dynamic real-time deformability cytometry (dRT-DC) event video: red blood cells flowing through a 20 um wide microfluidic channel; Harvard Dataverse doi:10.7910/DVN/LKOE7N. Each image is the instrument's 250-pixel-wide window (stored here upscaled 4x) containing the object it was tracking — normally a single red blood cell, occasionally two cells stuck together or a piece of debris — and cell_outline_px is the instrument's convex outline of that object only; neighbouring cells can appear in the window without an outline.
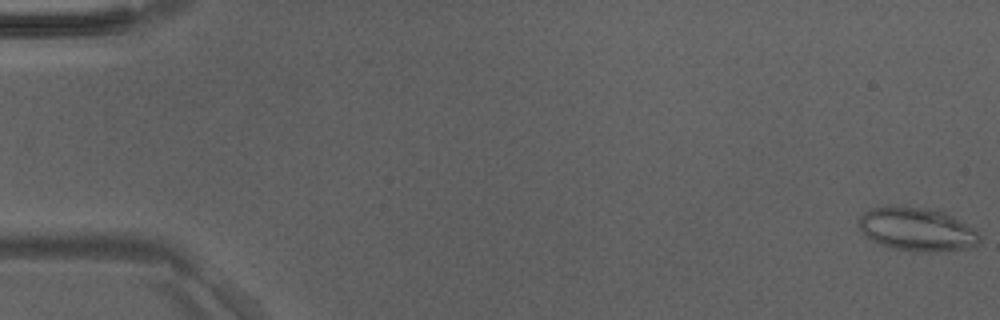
{"species": "Egyptian fruit bat (a non-hibernating species)", "species_latin": "Rousettus aegyptiacus", "temperature_condition": "room temperature", "stored_images_in_passage": 50, "camera_frame_rate_fps": 3000, "um_per_image_px": 0.085, "animal": {"sex": "male"}, "frame": {"image": 1, "passage_image": 1, "time_ms": 0.0, "image_size_px": [1000, 320], "cell_outline_px": [[980, 240], [976, 244], [968, 248], [928, 252], [916, 252], [892, 248], [868, 240], [860, 228], [856, 220], [868, 208], [888, 204], [892, 204], [936, 208], [952, 216], [972, 228], [980, 236]], "centroid_in_image_um": [77.85, 19.45], "position_along_channel_um": 7.2, "area_um2": 31.27}}
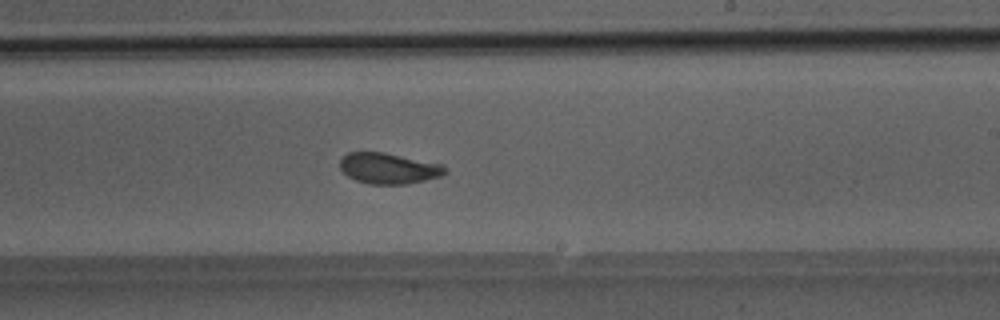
{"frame": {"image": 2, "passage_image": 30, "time_ms": 9.667, "image_size_px": [1000, 320], "cell_outline_px": [[448, 172], [440, 176], [424, 180], [404, 184], [368, 184], [356, 180], [348, 176], [340, 168], [340, 160], [348, 152], [384, 152], [444, 164]], "centroid_in_image_um": [33.05, 14.3], "position_along_channel_um": 255.9, "area_um2": 18.9}}
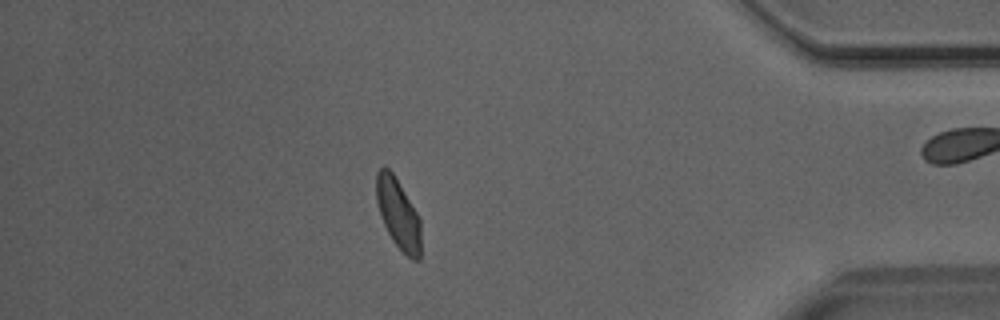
{"frame": {"image": 3, "passage_image": 43, "time_ms": 14.0, "image_size_px": [1000, 320], "cell_outline_px": [[420, 260], [412, 260], [392, 240], [384, 224], [376, 200], [376, 172], [384, 164], [392, 172], [416, 212], [420, 220]], "centroid_in_image_um": [33.83, 18.15], "position_along_channel_um": 401.4, "area_um2": 17.86}}